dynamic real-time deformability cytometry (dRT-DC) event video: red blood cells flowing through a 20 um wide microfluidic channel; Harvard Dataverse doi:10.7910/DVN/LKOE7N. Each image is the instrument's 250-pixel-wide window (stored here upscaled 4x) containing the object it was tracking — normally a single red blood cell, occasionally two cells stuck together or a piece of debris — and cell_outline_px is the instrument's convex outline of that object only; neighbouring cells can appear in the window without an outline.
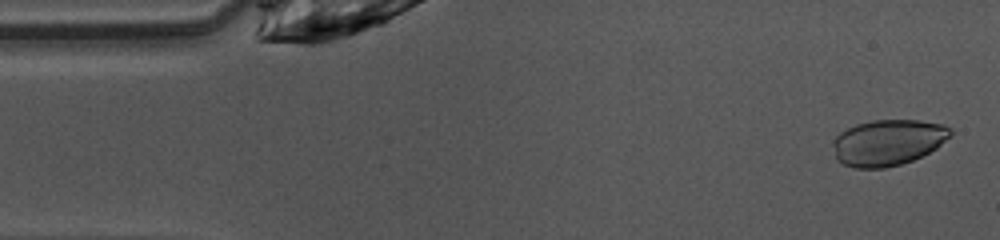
{"species": "common noctule bat (a hibernating species)", "species_latin": "Nyctalus noctula", "temperature_condition": "warm", "stored_images_in_passage": 46, "camera_frame_rate_fps": 3000, "um_per_image_px": 0.085, "animal": {"sex": "female", "body_mass_g": 10.0, "forearm_length_mm": 53.1}, "frame": {"image": 1, "passage_image": 1, "time_ms": 0.0, "image_size_px": [1000, 240], "cell_outline_px": [[952, 136], [936, 148], [912, 160], [900, 164], [884, 168], [852, 168], [836, 160], [832, 144], [832, 140], [840, 132], [856, 124], [872, 120], [916, 120], [944, 124], [952, 128]], "centroid_in_image_um": [75.46, 12.1], "position_along_channel_um": 9.5, "area_um2": 31.67}}
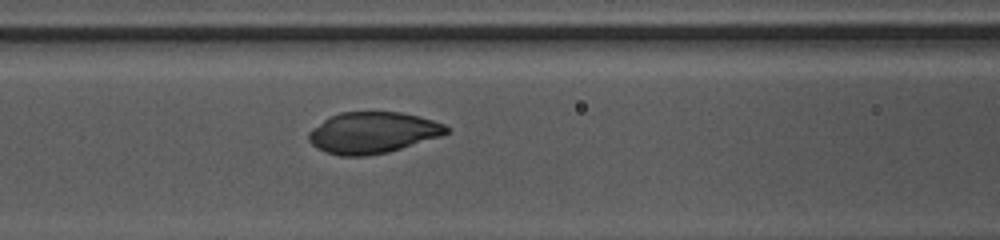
{"frame": {"image": 2, "passage_image": 17, "time_ms": 5.333, "image_size_px": [1000, 240], "cell_outline_px": [[452, 132], [440, 136], [388, 152], [364, 156], [340, 156], [324, 152], [316, 148], [308, 140], [308, 132], [312, 128], [324, 120], [340, 112], [400, 112], [432, 120], [444, 124], [452, 128]], "centroid_in_image_um": [31.67, 11.28], "position_along_channel_um": 134.9, "area_um2": 33.12}}
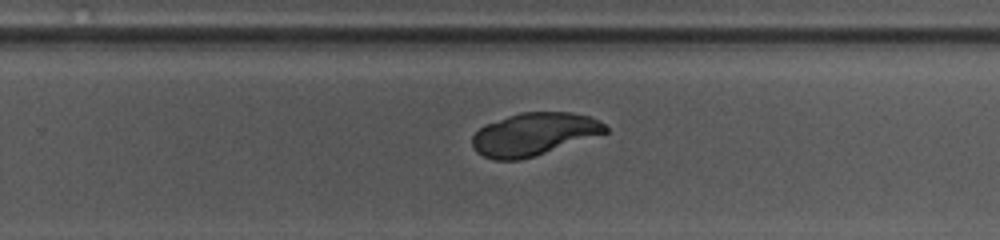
{"frame": {"image": 3, "passage_image": 28, "time_ms": 9.0, "image_size_px": [1000, 240], "cell_outline_px": [[608, 132], [536, 156], [520, 160], [492, 160], [476, 152], [472, 148], [472, 136], [484, 124], [520, 112], [568, 112], [588, 116], [604, 124], [608, 128]], "centroid_in_image_um": [45.34, 11.42], "position_along_channel_um": 284.5, "area_um2": 33.12}}